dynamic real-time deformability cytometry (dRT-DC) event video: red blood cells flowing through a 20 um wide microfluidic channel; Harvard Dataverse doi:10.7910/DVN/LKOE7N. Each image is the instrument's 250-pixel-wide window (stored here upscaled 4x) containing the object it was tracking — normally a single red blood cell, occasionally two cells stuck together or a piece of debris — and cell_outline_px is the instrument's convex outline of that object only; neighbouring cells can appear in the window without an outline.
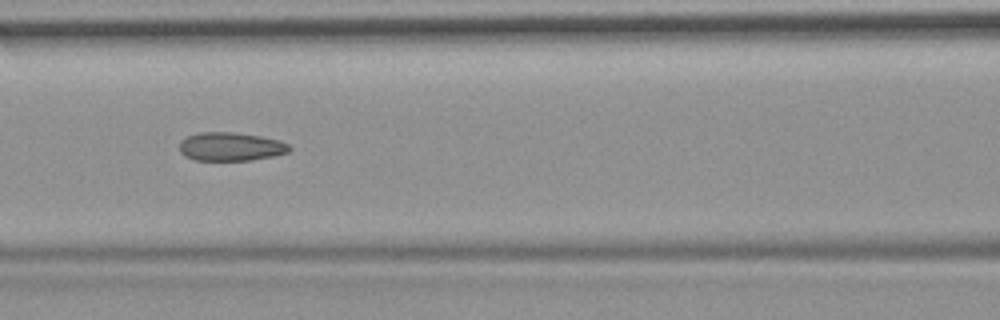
{"species": "common noctule bat (a hibernating species)", "species_latin": "Nyctalus noctula", "temperature_condition": "room temperature", "stored_images_in_passage": 11, "camera_frame_rate_fps": 3000, "um_per_image_px": 0.085, "animal": {"sex": "female", "body_mass_g": 19.9}, "frame": {"image": 1, "passage_image": 7, "time_ms": 7.667, "image_size_px": [1000, 320], "cell_outline_px": [[292, 148], [288, 152], [272, 156], [248, 160], [192, 160], [184, 156], [180, 152], [180, 140], [188, 136], [200, 132], [232, 132], [260, 136], [280, 140], [288, 144]], "centroid_in_image_um": [19.59, 12.46], "position_along_channel_um": 147.0, "area_um2": 18.26}}
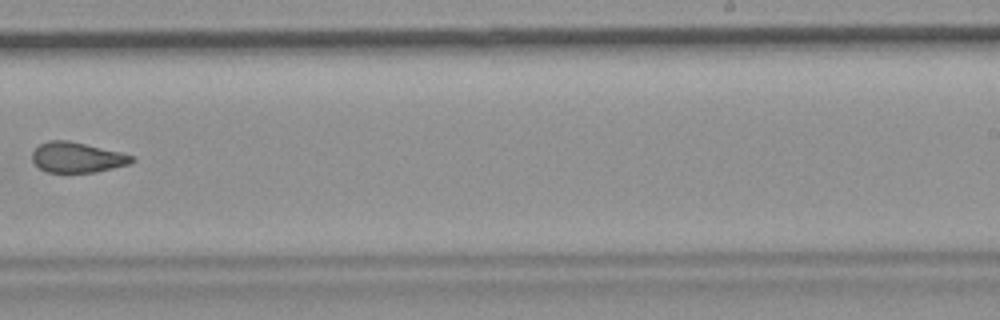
{"frame": {"image": 2, "passage_image": 10, "time_ms": 11.333, "image_size_px": [1000, 320], "cell_outline_px": [[136, 160], [132, 164], [96, 172], [48, 172], [40, 168], [32, 160], [32, 152], [40, 144], [48, 140], [68, 140], [120, 152], [136, 156]], "centroid_in_image_um": [6.61, 13.38], "position_along_channel_um": 282.4, "area_um2": 17.69}}
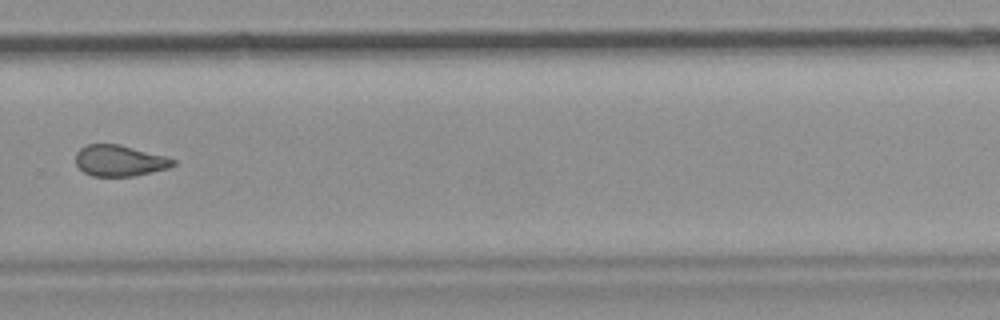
{"frame": {"image": 3, "passage_image": 11, "time_ms": 12.333, "image_size_px": [1000, 320], "cell_outline_px": [[176, 164], [168, 168], [136, 176], [92, 176], [84, 172], [76, 164], [76, 152], [80, 148], [88, 144], [120, 144], [168, 156], [176, 160]], "centroid_in_image_um": [10.2, 13.65], "position_along_channel_um": 319.6, "area_um2": 17.86}}